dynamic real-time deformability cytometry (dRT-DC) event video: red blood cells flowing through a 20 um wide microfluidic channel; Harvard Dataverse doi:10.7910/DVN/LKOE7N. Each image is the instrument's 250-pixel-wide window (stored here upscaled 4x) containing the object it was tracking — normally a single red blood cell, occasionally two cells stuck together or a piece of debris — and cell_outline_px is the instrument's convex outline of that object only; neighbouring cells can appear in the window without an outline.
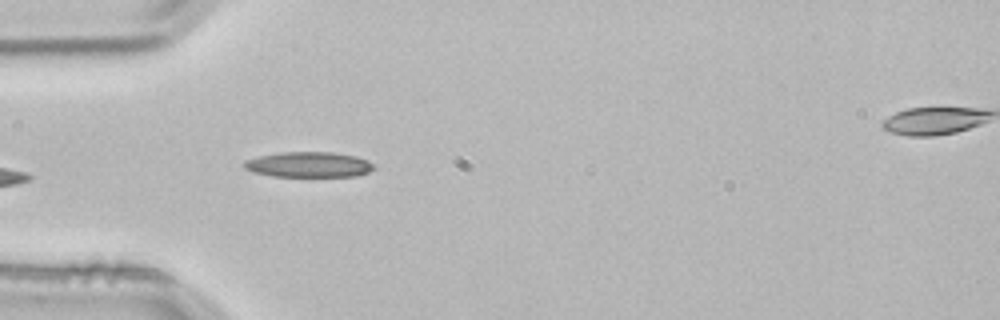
{"species": "common noctule bat (a hibernating species)", "species_latin": "Nyctalus noctula", "temperature_condition": "room temperature", "stored_images_in_passage": 4, "segment_of_instrument_passage": [1, 2], "camera_frame_rate_fps": 3000, "um_per_image_px": 0.085, "animal": {"sex": "male", "body_mass_g": 21.5, "forearm_length_mm": 52.0}, "frame": {"image": 1, "passage_image": 3, "time_ms": 0.667, "image_size_px": [1000, 320], "cell_outline_px": [[376, 168], [368, 172], [356, 176], [272, 176], [252, 172], [244, 168], [244, 160], [260, 156], [280, 152], [332, 152], [356, 156], [368, 160]], "centroid_in_image_um": [26.24, 13.99], "position_along_channel_um": 58.8, "area_um2": 19.19}}